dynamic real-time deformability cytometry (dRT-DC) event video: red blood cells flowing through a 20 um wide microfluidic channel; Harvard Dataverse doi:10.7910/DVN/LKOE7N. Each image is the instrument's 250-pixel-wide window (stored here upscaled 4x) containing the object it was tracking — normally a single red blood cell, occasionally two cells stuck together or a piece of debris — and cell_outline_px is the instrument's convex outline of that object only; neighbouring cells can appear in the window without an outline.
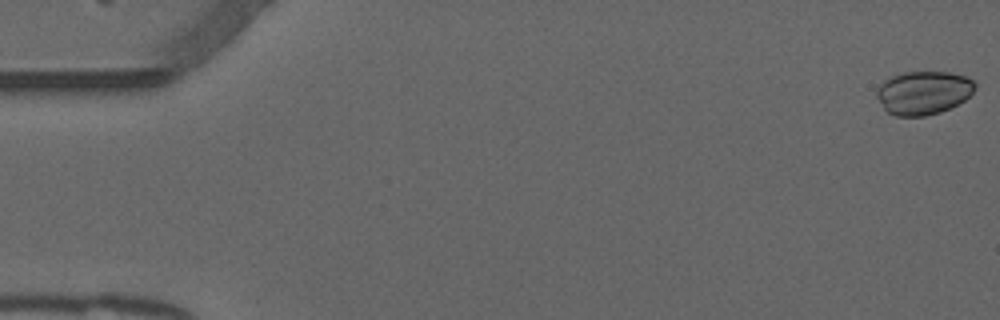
{"species": "common noctule bat (a hibernating species)", "species_latin": "Nyctalus noctula", "temperature_condition": "warm", "stored_images_in_passage": 15, "camera_frame_rate_fps": 3000, "um_per_image_px": 0.085, "animal": {"sex": "male", "forearm_length_mm": 52.5}, "frame": {"image": 1, "passage_image": 1, "time_ms": 0.0, "image_size_px": [1000, 320], "cell_outline_px": [[976, 88], [964, 100], [940, 112], [924, 116], [896, 116], [888, 112], [884, 108], [876, 96], [876, 92], [880, 84], [884, 80], [892, 76], [904, 72], [948, 72], [968, 76], [976, 84]], "centroid_in_image_um": [78.48, 7.87], "position_along_channel_um": 6.5, "area_um2": 24.8}}
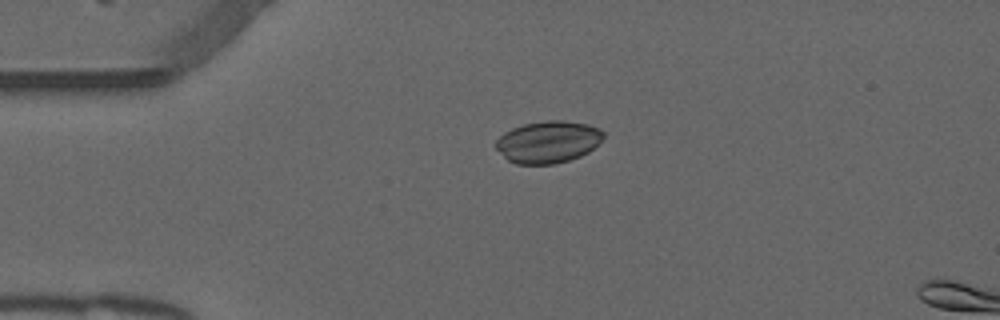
{"frame": {"image": 2, "passage_image": 13, "time_ms": 4.0, "image_size_px": [1000, 320], "cell_outline_px": [[604, 136], [588, 152], [580, 156], [568, 160], [552, 164], [516, 164], [508, 160], [496, 148], [496, 140], [504, 132], [512, 128], [524, 124], [544, 120], [564, 120], [588, 124], [600, 128], [604, 132]], "centroid_in_image_um": [46.58, 12.05], "position_along_channel_um": 38.4, "area_um2": 26.24}}